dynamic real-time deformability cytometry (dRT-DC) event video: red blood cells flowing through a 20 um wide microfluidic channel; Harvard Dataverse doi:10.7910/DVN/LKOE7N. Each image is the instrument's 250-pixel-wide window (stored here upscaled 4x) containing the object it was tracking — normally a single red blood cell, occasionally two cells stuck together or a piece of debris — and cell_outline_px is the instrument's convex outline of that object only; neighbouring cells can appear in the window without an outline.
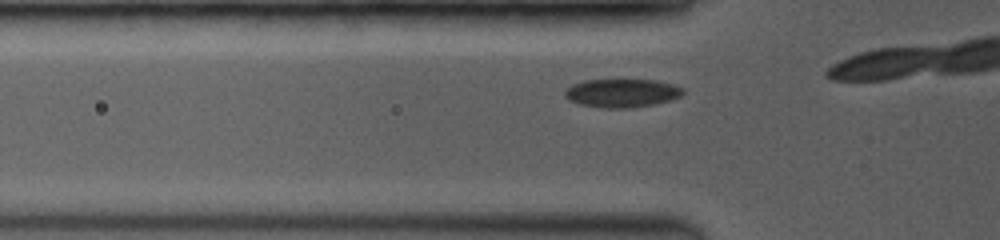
{"species": "common noctule bat (a hibernating species)", "species_latin": "Nyctalus noctula", "temperature_condition": "room temperature", "stored_images_in_passage": 6, "camera_frame_rate_fps": 3500, "um_per_image_px": 0.085, "animal": {"sex": "female", "body_mass_g": 19.0, "forearm_length_mm": 53.3}, "frame": {"image": 1, "passage_image": 3, "time_ms": 0.571, "image_size_px": [1000, 240], "cell_outline_px": [[684, 92], [680, 96], [668, 100], [652, 104], [628, 108], [604, 108], [580, 104], [568, 100], [564, 96], [564, 92], [572, 84], [584, 80], [656, 80], [672, 84], [684, 88]], "centroid_in_image_um": [52.83, 7.9], "position_along_channel_um": 73.0, "area_um2": 19.42}}